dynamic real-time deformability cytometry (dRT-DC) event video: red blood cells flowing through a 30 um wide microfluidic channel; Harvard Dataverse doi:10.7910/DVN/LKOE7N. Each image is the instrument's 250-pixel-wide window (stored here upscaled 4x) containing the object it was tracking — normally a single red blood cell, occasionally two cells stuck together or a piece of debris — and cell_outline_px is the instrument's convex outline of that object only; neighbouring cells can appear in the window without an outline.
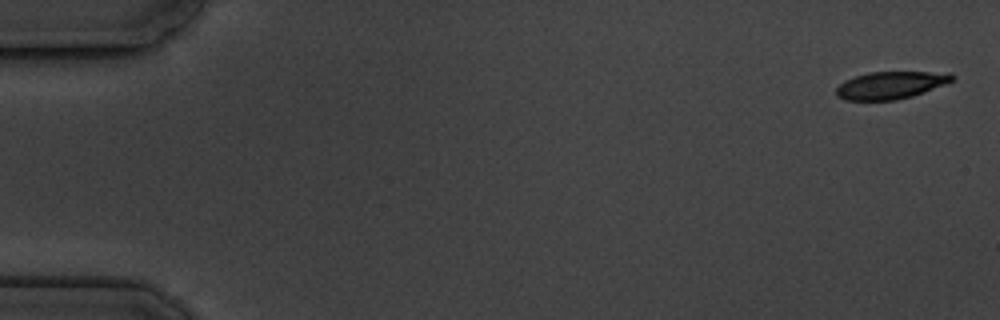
{"species": "common noctule bat (a hibernating species)", "species_latin": "Nyctalus noctula", "temperature_condition": "cold", "stored_images_in_passage": 5, "camera_frame_rate_fps": 3000, "um_per_image_px": 0.085, "animal": {"sex": "male", "body_mass_g": 19.5, "forearm_length_mm": 54.6}, "frame": {"image": 1, "passage_image": 1, "time_ms": 0.0, "image_size_px": [1000, 320], "cell_outline_px": [[956, 76], [952, 80], [944, 84], [924, 92], [912, 96], [896, 100], [844, 100], [836, 96], [836, 88], [844, 80], [868, 72], [948, 72]], "centroid_in_image_um": [75.68, 7.24], "position_along_channel_um": 9.3, "area_um2": 18.5}}
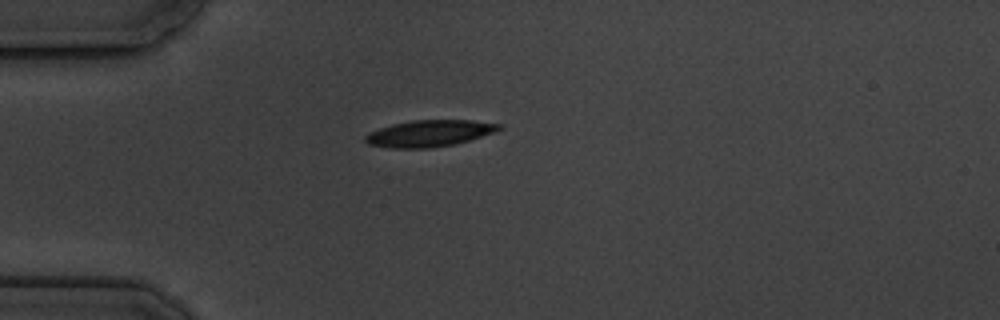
{"frame": {"image": 2, "passage_image": 5, "time_ms": 4.667, "image_size_px": [1000, 320], "cell_outline_px": [[500, 128], [496, 132], [456, 144], [432, 148], [388, 148], [368, 144], [364, 140], [364, 136], [368, 132], [392, 124], [412, 120], [472, 120], [500, 124]], "centroid_in_image_um": [36.46, 11.34], "position_along_channel_um": 48.5, "area_um2": 20.81}}